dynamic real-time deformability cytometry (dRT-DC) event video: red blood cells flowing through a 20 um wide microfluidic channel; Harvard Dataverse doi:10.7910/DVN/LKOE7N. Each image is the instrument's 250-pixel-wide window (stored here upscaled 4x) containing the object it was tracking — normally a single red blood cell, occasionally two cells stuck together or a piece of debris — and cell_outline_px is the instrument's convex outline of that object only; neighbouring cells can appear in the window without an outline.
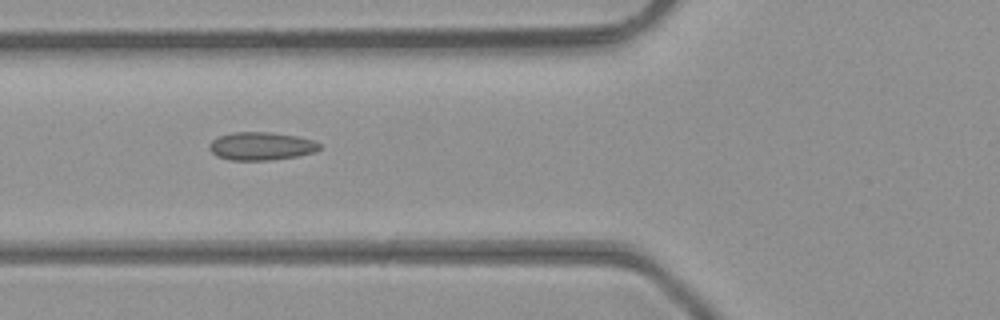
{"species": "common noctule bat (a hibernating species)", "species_latin": "Nyctalus noctula", "temperature_condition": "room temperature", "stored_images_in_passage": 6, "camera_frame_rate_fps": 3000, "um_per_image_px": 0.085, "animal": {"sex": "male", "body_mass_g": 23.1, "forearm_length_mm": 52.7}, "frame": {"image": 1, "passage_image": 6, "time_ms": 1.667, "image_size_px": [1000, 320], "cell_outline_px": [[320, 148], [316, 152], [296, 156], [272, 160], [228, 160], [216, 156], [208, 148], [208, 144], [212, 140], [220, 136], [232, 132], [272, 132], [296, 136], [312, 140], [320, 144]], "centroid_in_image_um": [22.17, 12.42], "position_along_channel_um": 103.6, "area_um2": 18.09}}